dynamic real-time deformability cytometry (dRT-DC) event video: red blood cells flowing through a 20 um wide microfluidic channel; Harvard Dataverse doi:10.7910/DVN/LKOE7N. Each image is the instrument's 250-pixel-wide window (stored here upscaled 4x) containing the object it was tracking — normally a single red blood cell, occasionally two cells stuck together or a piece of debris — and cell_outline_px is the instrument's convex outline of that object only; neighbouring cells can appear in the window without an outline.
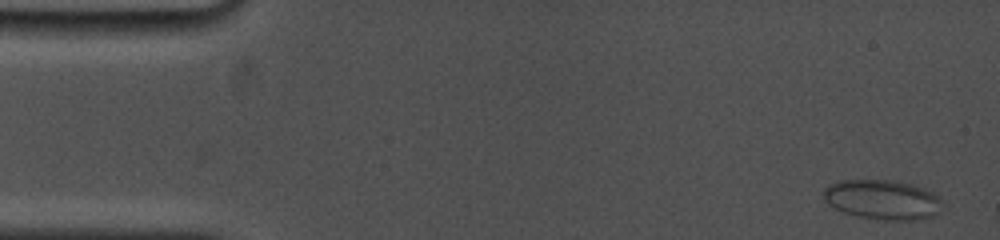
{"species": "common noctule bat (a hibernating species)", "species_latin": "Nyctalus noctula", "temperature_condition": "cold", "stored_images_in_passage": 5, "camera_frame_rate_fps": 5000, "um_per_image_px": 0.085, "animal": {"sex": "female", "body_mass_g": 19.0, "forearm_length_mm": 53.3}, "frame": {"image": 1, "passage_image": 1, "time_ms": 0.0, "image_size_px": [1000, 240], "cell_outline_px": [[940, 212], [936, 216], [916, 220], [884, 220], [860, 216], [844, 212], [828, 204], [824, 200], [824, 188], [828, 184], [836, 180], [892, 180], [912, 184], [924, 188], [932, 192], [940, 200]], "centroid_in_image_um": [75.0, 16.96], "position_along_channel_um": 10.0, "area_um2": 27.51}}